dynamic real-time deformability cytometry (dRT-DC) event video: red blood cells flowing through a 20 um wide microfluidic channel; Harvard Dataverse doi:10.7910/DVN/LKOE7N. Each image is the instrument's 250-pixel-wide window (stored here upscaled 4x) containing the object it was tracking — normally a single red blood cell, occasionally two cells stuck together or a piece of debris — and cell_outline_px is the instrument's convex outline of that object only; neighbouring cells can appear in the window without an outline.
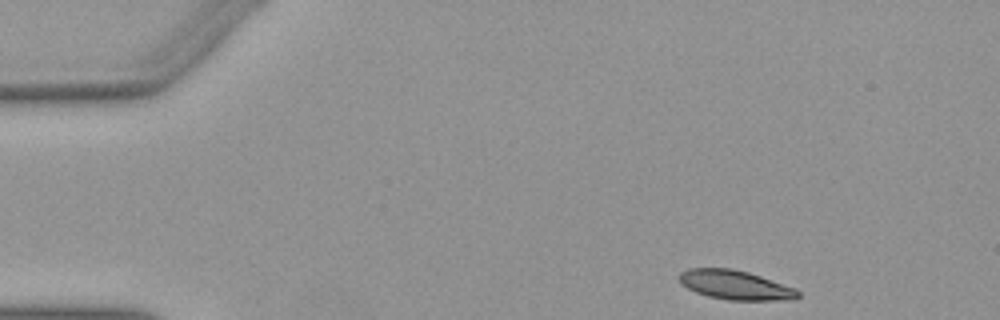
{"species": "Egyptian fruit bat (a non-hibernating species)", "species_latin": "Rousettus aegyptiacus", "temperature_condition": "warm", "stored_images_in_passage": 8, "camera_frame_rate_fps": 3000, "um_per_image_px": 0.085, "animal": {"sex": "female"}, "frame": {"image": 1, "passage_image": 1, "time_ms": 0.0, "image_size_px": [1000, 320], "cell_outline_px": [[800, 296], [772, 300], [728, 300], [708, 296], [696, 292], [680, 284], [676, 276], [680, 272], [688, 268], [732, 268], [748, 272], [796, 288], [800, 292]], "centroid_in_image_um": [62.41, 24.2], "position_along_channel_um": 22.6, "area_um2": 20.17}}